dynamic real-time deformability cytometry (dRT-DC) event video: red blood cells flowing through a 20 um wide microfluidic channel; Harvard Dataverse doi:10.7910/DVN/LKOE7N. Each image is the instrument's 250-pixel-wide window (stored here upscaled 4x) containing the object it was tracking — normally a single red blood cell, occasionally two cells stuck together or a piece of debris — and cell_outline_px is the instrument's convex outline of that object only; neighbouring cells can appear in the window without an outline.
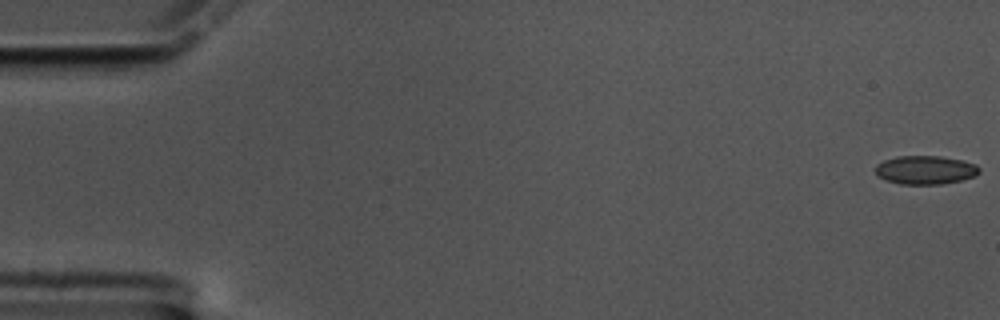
{"species": "common noctule bat (a hibernating species)", "species_latin": "Nyctalus noctula", "temperature_condition": "cold", "stored_images_in_passage": 59, "camera_frame_rate_fps": 3000, "um_per_image_px": 0.085, "animal": {"sex": "male", "body_mass_g": 17.5, "forearm_length_mm": 52.3}, "frame": {"image": 1, "passage_image": 1, "time_ms": 0.0, "image_size_px": [1000, 320], "cell_outline_px": [[980, 172], [976, 176], [960, 180], [940, 184], [900, 184], [884, 180], [876, 176], [876, 164], [884, 160], [896, 156], [940, 156], [964, 160], [976, 164], [980, 168]], "centroid_in_image_um": [78.65, 14.44], "position_along_channel_um": 6.3, "area_um2": 17.51}}
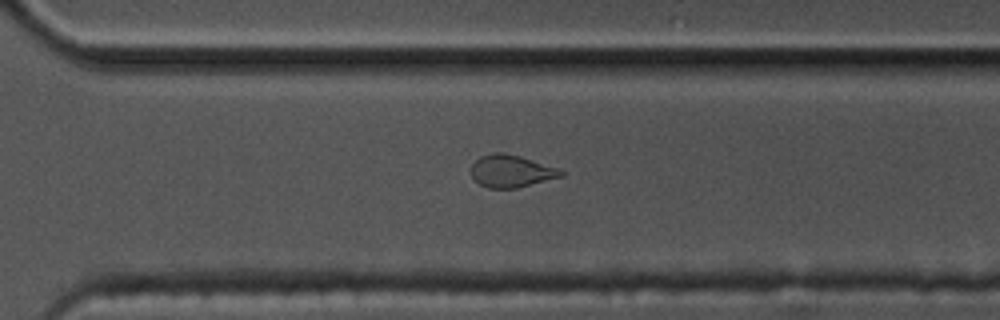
{"frame": {"image": 2, "passage_image": 42, "time_ms": 13.667, "image_size_px": [1000, 320], "cell_outline_px": [[564, 176], [516, 188], [488, 188], [480, 184], [472, 176], [472, 164], [480, 156], [492, 152], [504, 152], [520, 156], [560, 168], [564, 172]], "centroid_in_image_um": [43.48, 14.53], "position_along_channel_um": 327.1, "area_um2": 16.99}}
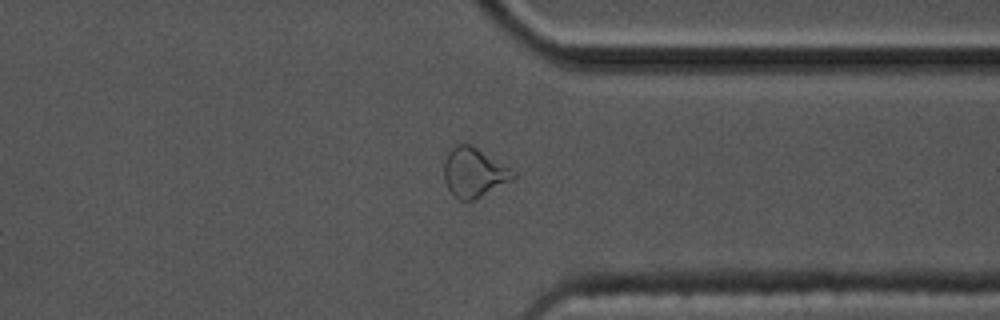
{"frame": {"image": 3, "passage_image": 46, "time_ms": 15.0, "image_size_px": [1000, 320], "cell_outline_px": [[516, 176], [512, 180], [476, 200], [460, 200], [448, 188], [444, 180], [444, 160], [448, 148], [464, 140], [516, 172]], "centroid_in_image_um": [40.25, 14.63], "position_along_channel_um": 371.1, "area_um2": 20.11}, "authors_computed_cell_mechanics": {"area_um2": 17.5712, "velocity_mm_per_s": 3.4092, "shape_relaxation_time_tau1_ms": null, "shape_relaxation_time_tau2_ms": 1.283, "deformation_change_tau1": null, "deformation_change_tau2": 0.0475}}